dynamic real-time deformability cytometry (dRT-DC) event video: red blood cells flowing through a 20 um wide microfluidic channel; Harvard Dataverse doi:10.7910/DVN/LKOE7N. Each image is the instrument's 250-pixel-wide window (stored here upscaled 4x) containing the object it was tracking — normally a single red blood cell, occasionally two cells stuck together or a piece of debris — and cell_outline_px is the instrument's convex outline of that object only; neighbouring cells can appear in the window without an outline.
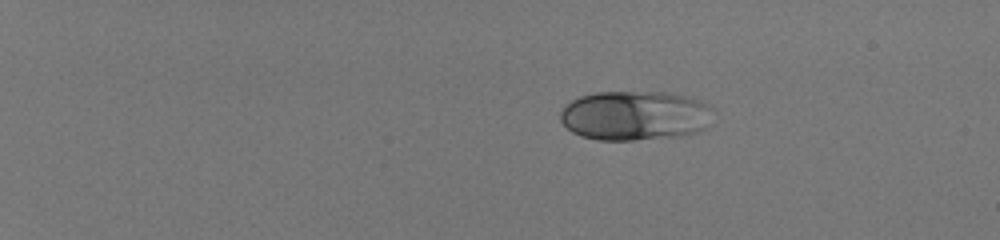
{"species": "human", "species_latin": "Homo sapiens", "temperature_condition": "room temperature", "stored_images_in_passage": 45, "camera_frame_rate_fps": 3000, "um_per_image_px": 0.085, "donor": {"sex": "male"}, "frame": {"image": 1, "passage_image": 1, "time_ms": 0.0, "image_size_px": [1000, 240], "cell_outline_px": [[708, 108], [704, 128], [680, 136], [632, 140], [596, 140], [580, 136], [572, 132], [560, 120], [560, 112], [572, 100], [580, 96], [596, 92], [668, 92], [700, 100], [708, 104]], "centroid_in_image_um": [53.87, 9.82], "position_along_channel_um": 31.1, "area_um2": 43.52}}
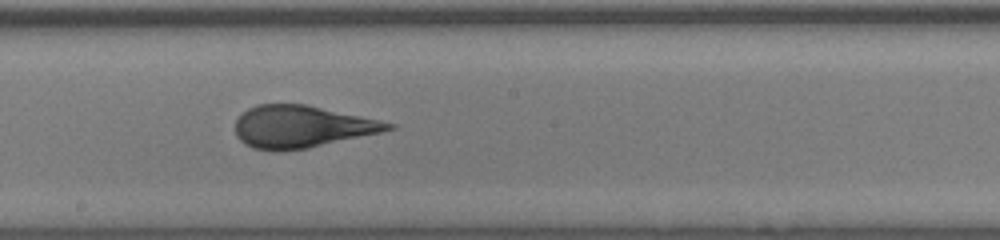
{"frame": {"image": 2, "passage_image": 26, "time_ms": 8.333, "image_size_px": [1000, 240], "cell_outline_px": [[396, 128], [380, 132], [308, 148], [276, 152], [252, 148], [244, 144], [236, 136], [236, 120], [248, 108], [256, 104], [308, 104], [396, 124]], "centroid_in_image_um": [25.61, 10.77], "position_along_channel_um": 222.6, "area_um2": 37.51}}
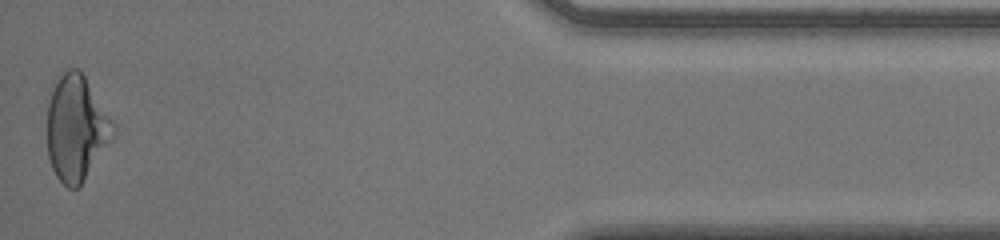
{"frame": {"image": 3, "passage_image": 45, "time_ms": 14.667, "image_size_px": [1000, 240], "cell_outline_px": [[116, 132], [112, 140], [80, 188], [68, 188], [56, 176], [52, 168], [48, 156], [48, 104], [56, 76], [68, 68], [80, 68], [116, 124]], "centroid_in_image_um": [6.52, 10.88], "position_along_channel_um": 428.7, "area_um2": 41.27}, "authors_computed_cell_mechanics": {"area_um2": 39.0728, "velocity_mm_per_s": 4.0533, "shape_relaxation_time_tau1_ms": 7.3852, "shape_relaxation_time_tau2_ms": null, "deformation_change_tau1": 0.223, "deformation_change_tau2": null}}